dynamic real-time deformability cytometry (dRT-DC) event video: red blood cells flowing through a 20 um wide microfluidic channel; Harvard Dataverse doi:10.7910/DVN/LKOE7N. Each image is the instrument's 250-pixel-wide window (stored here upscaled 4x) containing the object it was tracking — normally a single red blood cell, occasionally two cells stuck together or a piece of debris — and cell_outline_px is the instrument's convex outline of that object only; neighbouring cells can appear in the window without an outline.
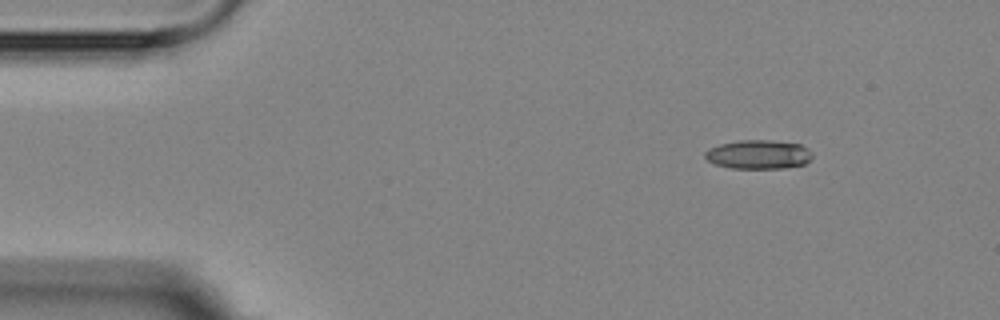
{"species": "Egyptian fruit bat (a non-hibernating species)", "species_latin": "Rousettus aegyptiacus", "temperature_condition": "room temperature", "stored_images_in_passage": 4, "camera_frame_rate_fps": 3000, "um_per_image_px": 0.085, "animal": {"sex": "female"}, "frame": {"image": 1, "passage_image": 1, "time_ms": 0.0, "image_size_px": [1000, 320], "cell_outline_px": [[812, 156], [804, 164], [784, 168], [732, 168], [716, 164], [708, 160], [704, 156], [704, 152], [708, 148], [720, 144], [740, 140], [768, 140], [800, 144], [808, 148], [812, 152]], "centroid_in_image_um": [64.46, 13.12], "position_along_channel_um": 20.5, "area_um2": 18.03}}